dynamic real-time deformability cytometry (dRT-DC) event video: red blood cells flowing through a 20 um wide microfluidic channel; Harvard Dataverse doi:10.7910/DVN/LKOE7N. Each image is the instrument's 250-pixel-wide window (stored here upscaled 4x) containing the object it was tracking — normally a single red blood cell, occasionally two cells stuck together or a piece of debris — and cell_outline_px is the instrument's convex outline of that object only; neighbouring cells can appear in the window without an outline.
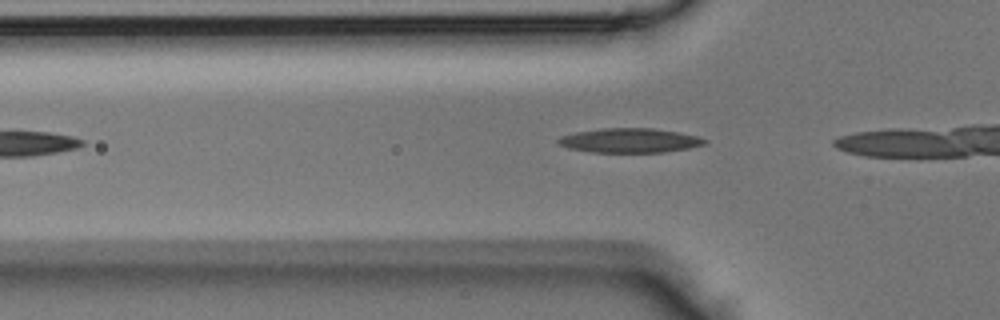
{"species": "Egyptian fruit bat (a non-hibernating species)", "species_latin": "Rousettus aegyptiacus", "temperature_condition": "room temperature", "stored_images_in_passage": 9, "camera_frame_rate_fps": 3000, "um_per_image_px": 0.085, "animal": {"sex": "male"}, "frame": {"image": 1, "passage_image": 3, "time_ms": 0.667, "image_size_px": [1000, 320], "cell_outline_px": [[708, 140], [704, 144], [688, 148], [664, 152], [592, 152], [568, 148], [560, 144], [556, 140], [560, 136], [576, 132], [604, 128], [652, 128], [676, 132], [696, 136]], "centroid_in_image_um": [53.49, 11.94], "position_along_channel_um": 72.3, "area_um2": 20.58}}
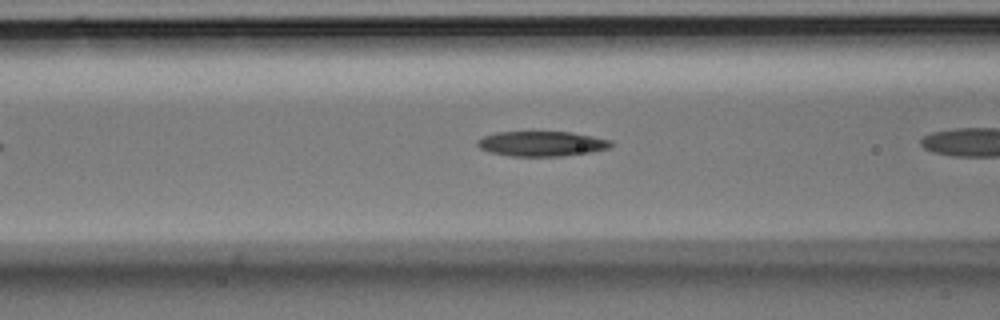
{"frame": {"image": 2, "passage_image": 6, "time_ms": 1.667, "image_size_px": [1000, 320], "cell_outline_px": [[612, 148], [592, 152], [564, 156], [508, 156], [488, 152], [480, 148], [476, 144], [476, 140], [484, 136], [496, 132], [572, 132], [612, 140]], "centroid_in_image_um": [46.05, 12.22], "position_along_channel_um": 120.5, "area_um2": 19.71}}